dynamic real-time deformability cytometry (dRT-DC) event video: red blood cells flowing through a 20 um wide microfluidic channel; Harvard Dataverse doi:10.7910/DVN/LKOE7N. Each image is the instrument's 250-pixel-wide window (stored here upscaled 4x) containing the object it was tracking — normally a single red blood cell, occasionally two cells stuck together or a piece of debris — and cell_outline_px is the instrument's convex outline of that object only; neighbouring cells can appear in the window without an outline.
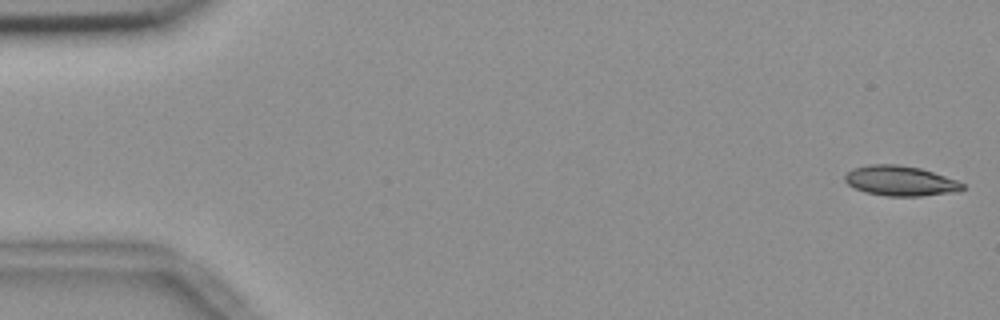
{"species": "common noctule bat (a hibernating species)", "species_latin": "Nyctalus noctula", "temperature_condition": "room temperature", "stored_images_in_passage": 56, "segment_of_instrument_passage": [1, 2], "camera_frame_rate_fps": 3000, "um_per_image_px": 0.085, "animal": {"sex": "female", "body_mass_g": 18.4}, "frame": {"image": 1, "passage_image": 1, "time_ms": 0.0, "image_size_px": [1000, 320], "cell_outline_px": [[964, 188], [956, 192], [920, 196], [888, 196], [864, 192], [848, 184], [844, 180], [844, 176], [852, 168], [868, 164], [896, 164], [920, 168], [956, 180], [964, 184]], "centroid_in_image_um": [76.5, 15.37], "position_along_channel_um": 8.5, "area_um2": 20.52}}
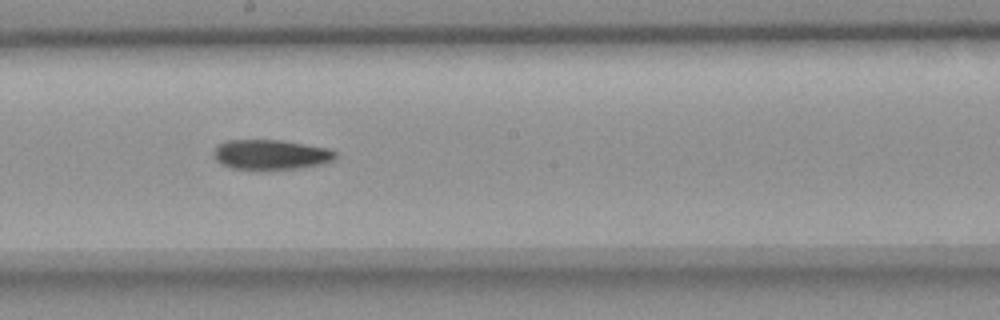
{"frame": {"image": 2, "passage_image": 30, "time_ms": 9.667, "image_size_px": [1000, 320], "cell_outline_px": [[336, 156], [332, 160], [320, 164], [300, 168], [228, 168], [220, 164], [212, 156], [212, 152], [216, 144], [228, 140], [280, 140], [328, 148], [336, 152]], "centroid_in_image_um": [22.94, 13.12], "position_along_channel_um": 225.3, "area_um2": 21.04}}
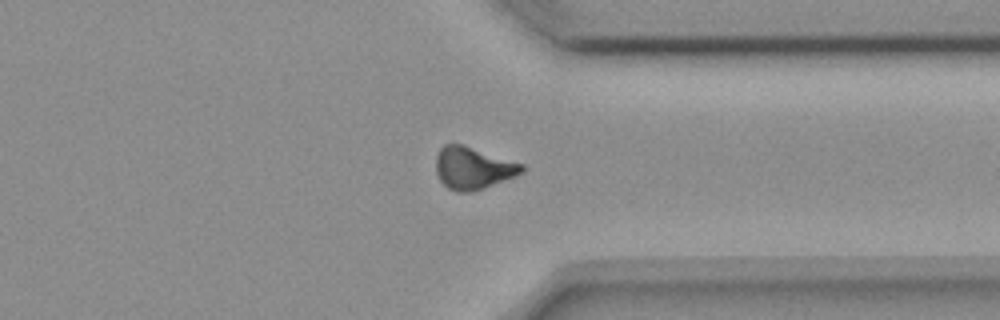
{"frame": {"image": 3, "passage_image": 42, "time_ms": 13.667, "image_size_px": [1000, 320], "cell_outline_px": [[524, 172], [516, 176], [484, 188], [472, 192], [456, 192], [448, 188], [440, 180], [436, 172], [436, 156], [440, 148], [444, 144], [464, 144], [524, 164]], "centroid_in_image_um": [40.21, 14.28], "position_along_channel_um": 371.2, "area_um2": 21.33}}